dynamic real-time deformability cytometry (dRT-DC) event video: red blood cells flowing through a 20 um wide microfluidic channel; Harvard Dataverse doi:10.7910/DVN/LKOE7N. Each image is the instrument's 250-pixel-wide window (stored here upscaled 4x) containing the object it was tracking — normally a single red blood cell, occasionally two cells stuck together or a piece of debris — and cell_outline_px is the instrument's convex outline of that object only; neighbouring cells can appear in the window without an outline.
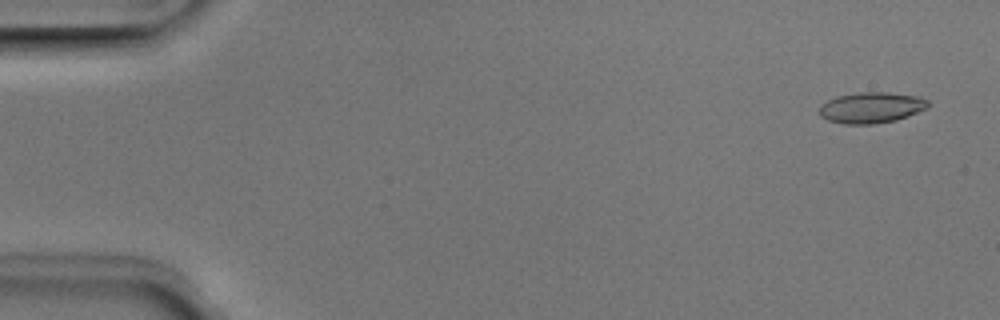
{"species": "Egyptian fruit bat (a non-hibernating species)", "species_latin": "Rousettus aegyptiacus", "temperature_condition": "room temperature", "stored_images_in_passage": 51, "camera_frame_rate_fps": 3000, "um_per_image_px": 0.085, "animal": {"sex": "male"}, "frame": {"image": 1, "passage_image": 3, "time_ms": 0.667, "image_size_px": [1000, 320], "cell_outline_px": [[928, 108], [908, 116], [896, 120], [872, 124], [844, 124], [828, 120], [820, 116], [820, 104], [836, 96], [860, 92], [888, 92], [920, 96], [928, 100]], "centroid_in_image_um": [74.07, 9.14], "position_along_channel_um": 10.9, "area_um2": 19.71}}
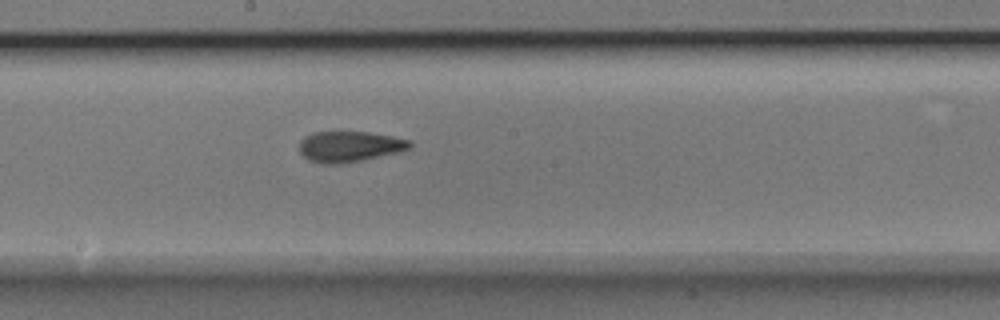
{"frame": {"image": 2, "passage_image": 28, "time_ms": 9.0, "image_size_px": [1000, 320], "cell_outline_px": [[412, 148], [364, 160], [340, 164], [320, 164], [308, 160], [300, 152], [300, 140], [304, 136], [312, 132], [368, 132], [392, 136], [412, 140]], "centroid_in_image_um": [29.7, 12.46], "position_along_channel_um": 218.5, "area_um2": 19.94}}
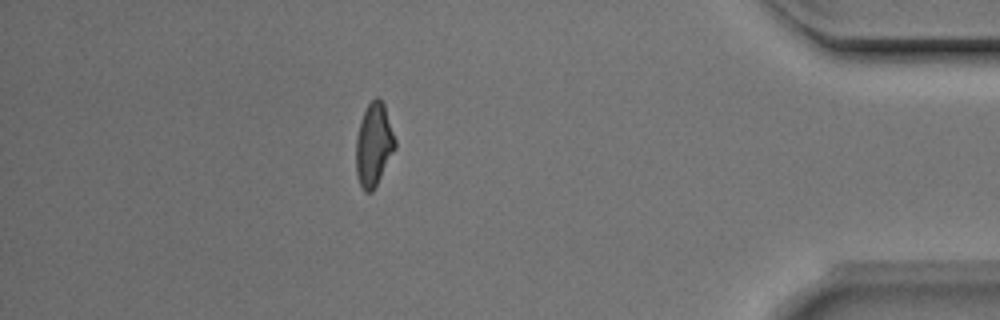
{"frame": {"image": 3, "passage_image": 45, "time_ms": 14.667, "image_size_px": [1000, 320], "cell_outline_px": [[396, 148], [372, 192], [364, 192], [360, 184], [356, 172], [356, 136], [360, 120], [368, 104], [376, 96], [384, 104], [396, 140]], "centroid_in_image_um": [31.77, 12.29], "position_along_channel_um": 403.4, "area_um2": 18.84}, "authors_computed_cell_mechanics": {"area_um2": 19.4786, "velocity_mm_per_s": 4.0263, "shape_relaxation_time_tau1_ms": 5.0219, "shape_relaxation_time_tau2_ms": 2.2391, "deformation_change_tau1": 0.1441, "deformation_change_tau2": 0.0962}}